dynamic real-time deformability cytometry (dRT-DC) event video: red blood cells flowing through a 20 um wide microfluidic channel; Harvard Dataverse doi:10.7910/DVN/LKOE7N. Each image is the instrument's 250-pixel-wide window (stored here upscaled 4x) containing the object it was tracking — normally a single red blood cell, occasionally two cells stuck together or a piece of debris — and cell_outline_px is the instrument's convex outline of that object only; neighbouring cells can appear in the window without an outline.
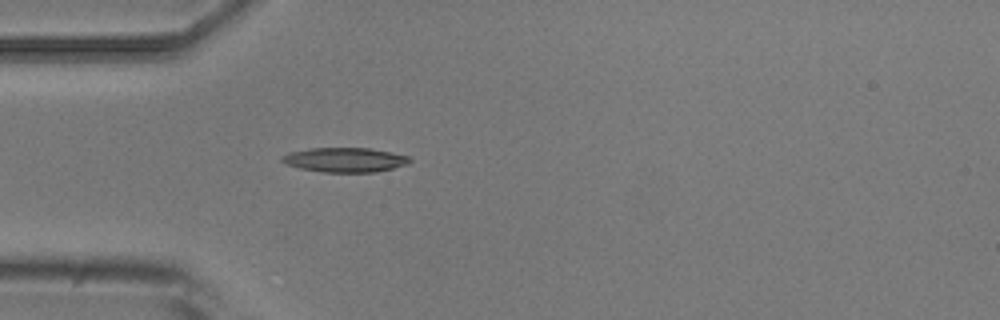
{"species": "common noctule bat (a hibernating species)", "species_latin": "Nyctalus noctula", "temperature_condition": "room temperature", "stored_images_in_passage": 4, "camera_frame_rate_fps": 3000, "um_per_image_px": 0.085, "animal": {"sex": "male", "body_mass_g": 20.5, "forearm_length_mm": 52.5}, "frame": {"image": 1, "passage_image": 4, "time_ms": 4.333, "image_size_px": [1000, 320], "cell_outline_px": [[412, 160], [408, 164], [376, 172], [324, 172], [300, 168], [288, 164], [280, 160], [280, 156], [288, 152], [308, 148], [368, 148], [408, 156]], "centroid_in_image_um": [29.28, 13.58], "position_along_channel_um": 55.7, "area_um2": 18.15}}